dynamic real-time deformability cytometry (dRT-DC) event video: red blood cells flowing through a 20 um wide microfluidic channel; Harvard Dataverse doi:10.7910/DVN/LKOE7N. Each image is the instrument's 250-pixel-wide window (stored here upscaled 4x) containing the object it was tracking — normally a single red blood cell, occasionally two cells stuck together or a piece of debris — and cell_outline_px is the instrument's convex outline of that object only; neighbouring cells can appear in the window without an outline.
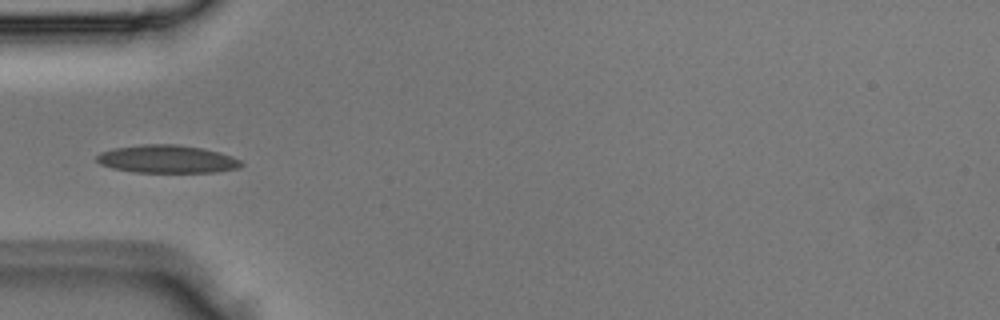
{"species": "Egyptian fruit bat (a non-hibernating species)", "species_latin": "Rousettus aegyptiacus", "temperature_condition": "room temperature", "stored_images_in_passage": 3, "camera_frame_rate_fps": 3000, "um_per_image_px": 0.085, "animal": {"sex": "male"}, "frame": {"image": 1, "passage_image": 3, "time_ms": 0.667, "image_size_px": [1000, 320], "cell_outline_px": [[244, 164], [240, 168], [216, 172], [136, 172], [112, 168], [100, 164], [96, 160], [96, 156], [100, 152], [112, 148], [140, 144], [176, 144], [204, 148], [220, 152], [232, 156], [240, 160]], "centroid_in_image_um": [14.21, 13.51], "position_along_channel_um": 70.8, "area_um2": 23.76}}